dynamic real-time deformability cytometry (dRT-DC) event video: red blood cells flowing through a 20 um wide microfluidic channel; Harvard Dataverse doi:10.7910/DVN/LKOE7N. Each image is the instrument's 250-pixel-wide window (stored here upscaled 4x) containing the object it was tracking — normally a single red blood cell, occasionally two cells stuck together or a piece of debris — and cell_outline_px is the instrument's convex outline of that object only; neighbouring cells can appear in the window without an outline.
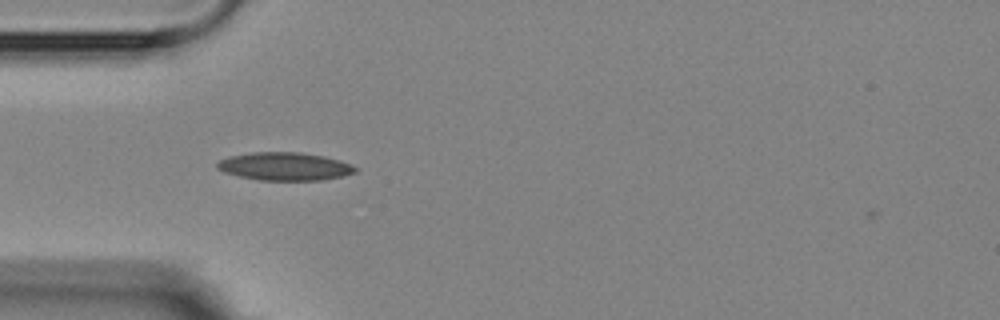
{"species": "Egyptian fruit bat (a non-hibernating species)", "species_latin": "Rousettus aegyptiacus", "temperature_condition": "room temperature", "stored_images_in_passage": 2, "camera_frame_rate_fps": 3000, "um_per_image_px": 0.085, "animal": {"sex": "female"}, "frame": {"image": 1, "passage_image": 1, "time_ms": 0.0, "image_size_px": [1000, 320], "cell_outline_px": [[360, 168], [356, 172], [344, 176], [324, 180], [260, 180], [240, 176], [224, 172], [216, 168], [216, 164], [220, 160], [228, 156], [252, 152], [300, 152], [324, 156], [340, 160], [352, 164]], "centroid_in_image_um": [24.25, 14.14], "position_along_channel_um": 60.8, "area_um2": 22.77}}
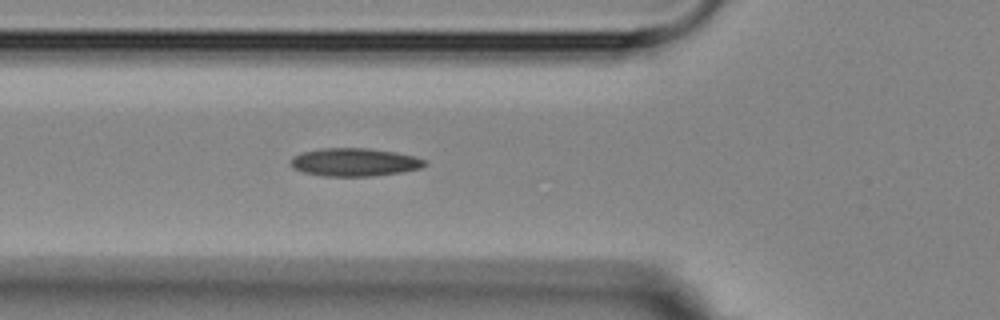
{"frame": {"image": 2, "passage_image": 2, "time_ms": 1.0, "image_size_px": [1000, 320], "cell_outline_px": [[428, 164], [420, 168], [400, 172], [372, 176], [324, 176], [304, 172], [292, 168], [292, 156], [304, 152], [324, 148], [368, 148], [396, 152], [412, 156], [424, 160]], "centroid_in_image_um": [30.13, 13.78], "position_along_channel_um": 95.7, "area_um2": 21.68}}